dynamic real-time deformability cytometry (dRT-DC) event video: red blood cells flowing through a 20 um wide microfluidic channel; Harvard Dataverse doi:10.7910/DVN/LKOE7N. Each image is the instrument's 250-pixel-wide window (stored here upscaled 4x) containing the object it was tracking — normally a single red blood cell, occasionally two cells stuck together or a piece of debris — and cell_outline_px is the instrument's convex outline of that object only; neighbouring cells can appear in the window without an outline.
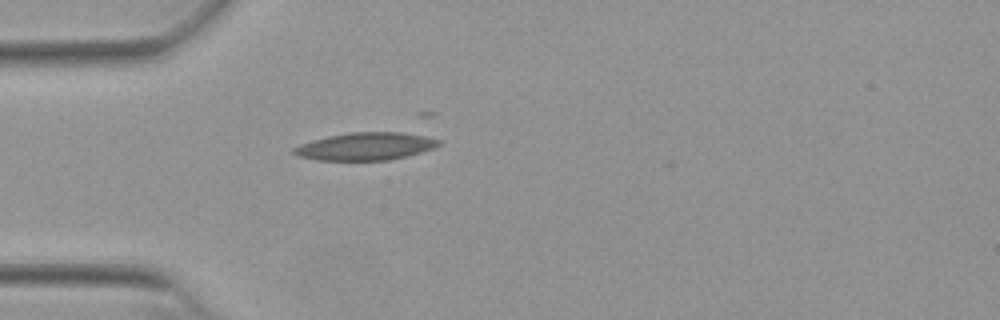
{"species": "Egyptian fruit bat (a non-hibernating species)", "species_latin": "Rousettus aegyptiacus", "temperature_condition": "warm", "stored_images_in_passage": 14, "camera_frame_rate_fps": 3000, "um_per_image_px": 0.085, "animal": {"sex": "female"}, "frame": {"image": 1, "passage_image": 1, "time_ms": 0.0, "image_size_px": [1000, 320], "cell_outline_px": [[440, 144], [432, 148], [420, 152], [388, 160], [316, 160], [296, 156], [292, 152], [292, 148], [300, 144], [312, 140], [328, 136], [352, 132], [400, 132], [424, 136], [440, 140]], "centroid_in_image_um": [31.0, 12.44], "position_along_channel_um": 54.0, "area_um2": 23.12}}
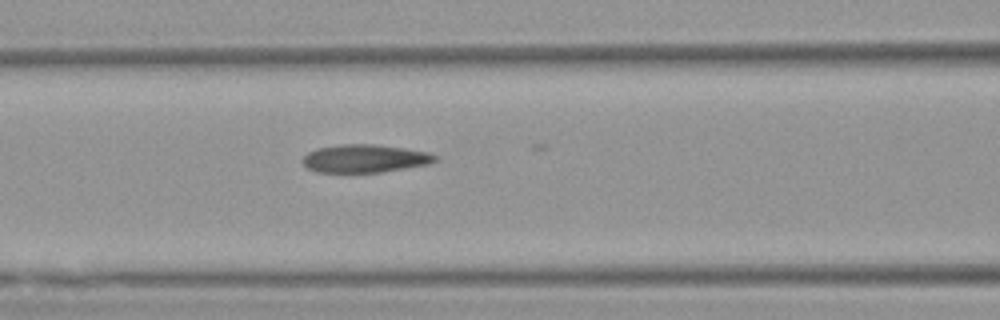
{"frame": {"image": 2, "passage_image": 8, "time_ms": 2.333, "image_size_px": [1000, 320], "cell_outline_px": [[440, 156], [436, 160], [428, 164], [380, 172], [316, 172], [308, 168], [300, 160], [308, 152], [316, 148], [340, 144], [376, 144], [404, 148], [428, 152]], "centroid_in_image_um": [30.99, 13.46], "position_along_channel_um": 135.6, "area_um2": 21.68}}
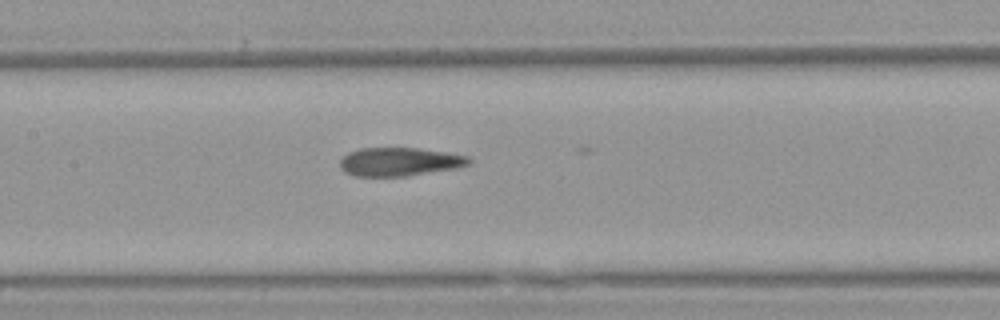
{"frame": {"image": 3, "passage_image": 11, "time_ms": 3.333, "image_size_px": [1000, 320], "cell_outline_px": [[472, 164], [460, 168], [404, 176], [352, 176], [344, 172], [340, 168], [340, 160], [348, 152], [360, 148], [420, 148], [448, 152], [468, 156], [472, 160]], "centroid_in_image_um": [34.0, 13.75], "position_along_channel_um": 173.4, "area_um2": 21.73}}